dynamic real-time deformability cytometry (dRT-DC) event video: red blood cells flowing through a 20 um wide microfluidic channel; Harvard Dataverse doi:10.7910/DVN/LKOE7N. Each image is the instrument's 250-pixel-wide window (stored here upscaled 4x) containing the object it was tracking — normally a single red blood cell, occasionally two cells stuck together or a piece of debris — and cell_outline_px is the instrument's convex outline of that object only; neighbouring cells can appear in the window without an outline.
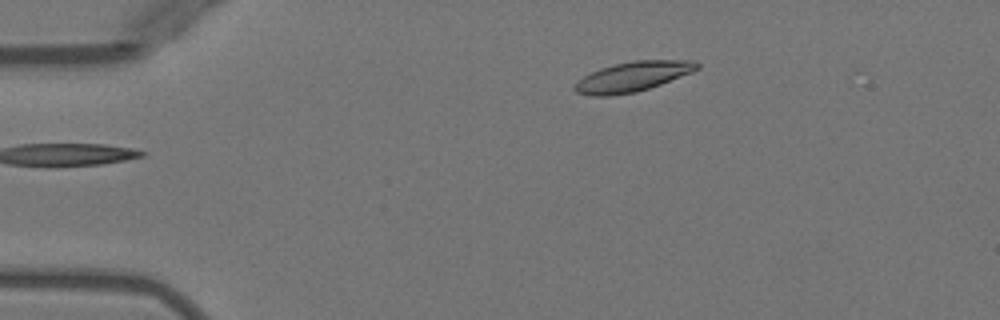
{"species": "Egyptian fruit bat (a non-hibernating species)", "species_latin": "Rousettus aegyptiacus", "temperature_condition": "warm", "stored_images_in_passage": 37, "camera_frame_rate_fps": 3000, "um_per_image_px": 0.085, "animal": {"sex": "female"}, "frame": {"image": 1, "passage_image": 1, "time_ms": 0.0, "image_size_px": [1000, 320], "cell_outline_px": [[700, 68], [692, 72], [660, 84], [636, 92], [608, 96], [588, 96], [576, 92], [572, 88], [572, 84], [576, 80], [600, 68], [616, 64], [636, 60], [696, 60], [700, 64]], "centroid_in_image_um": [53.75, 6.52], "position_along_channel_um": 31.3, "area_um2": 21.39}}
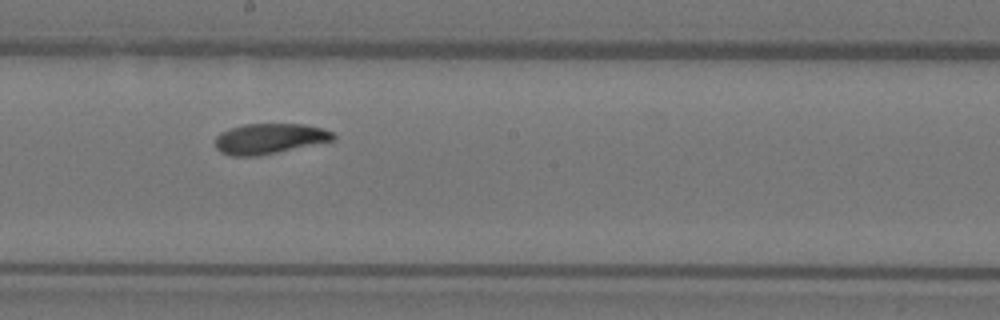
{"frame": {"image": 2, "passage_image": 20, "time_ms": 6.333, "image_size_px": [1000, 320], "cell_outline_px": [[336, 140], [256, 156], [232, 156], [220, 152], [216, 148], [216, 136], [220, 132], [244, 124], [304, 124], [324, 128], [332, 132], [336, 136]], "centroid_in_image_um": [22.92, 11.78], "position_along_channel_um": 225.3, "area_um2": 20.87}}
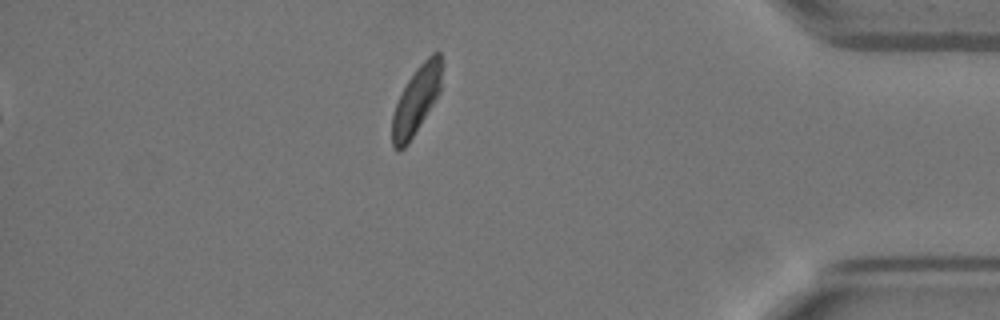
{"frame": {"image": 3, "passage_image": 36, "time_ms": 11.667, "image_size_px": [1000, 320], "cell_outline_px": [[444, 64], [440, 92], [408, 144], [404, 148], [396, 152], [392, 148], [392, 116], [396, 104], [408, 80], [416, 68], [432, 52], [440, 52]], "centroid_in_image_um": [35.41, 8.49], "position_along_channel_um": 399.8, "area_um2": 19.71}}